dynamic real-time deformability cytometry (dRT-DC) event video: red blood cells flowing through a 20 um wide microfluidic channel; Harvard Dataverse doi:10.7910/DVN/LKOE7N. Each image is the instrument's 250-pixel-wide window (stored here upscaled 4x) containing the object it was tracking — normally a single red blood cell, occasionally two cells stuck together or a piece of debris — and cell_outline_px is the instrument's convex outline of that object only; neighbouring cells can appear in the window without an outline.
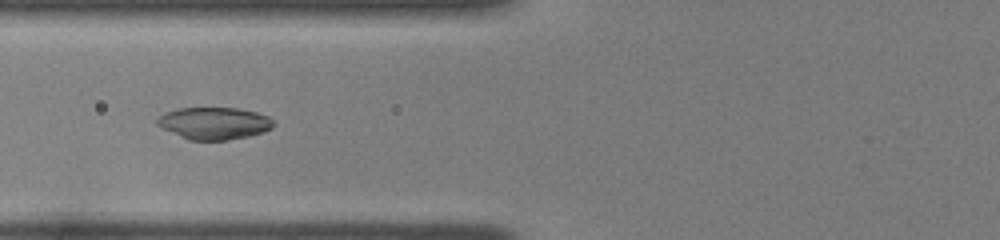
{"species": "common noctule bat (a hibernating species)", "species_latin": "Nyctalus noctula", "temperature_condition": "room temperature", "stored_images_in_passage": 54, "camera_frame_rate_fps": 3000, "um_per_image_px": 0.085, "animal": {"sex": "female", "body_mass_g": 22.0, "forearm_length_mm": 56.7}, "frame": {"image": 1, "passage_image": 25, "time_ms": 8.0, "image_size_px": [1000, 240], "cell_outline_px": [[276, 124], [272, 128], [264, 132], [248, 136], [228, 140], [188, 140], [156, 124], [156, 120], [164, 112], [176, 108], [236, 108], [256, 112], [268, 116]], "centroid_in_image_um": [18.22, 10.47], "position_along_channel_um": 107.6, "area_um2": 21.79}}
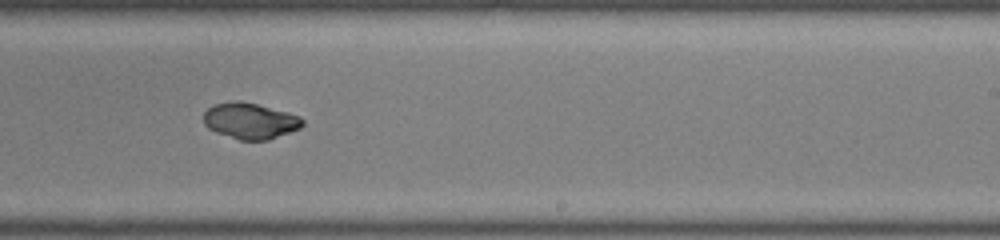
{"frame": {"image": 2, "passage_image": 37, "time_ms": 12.0, "image_size_px": [1000, 240], "cell_outline_px": [[304, 124], [300, 128], [268, 140], [240, 140], [216, 132], [208, 128], [204, 124], [204, 112], [212, 104], [236, 100], [240, 100], [288, 112], [300, 116], [304, 120]], "centroid_in_image_um": [21.26, 10.26], "position_along_channel_um": 267.7, "area_um2": 20.81}}
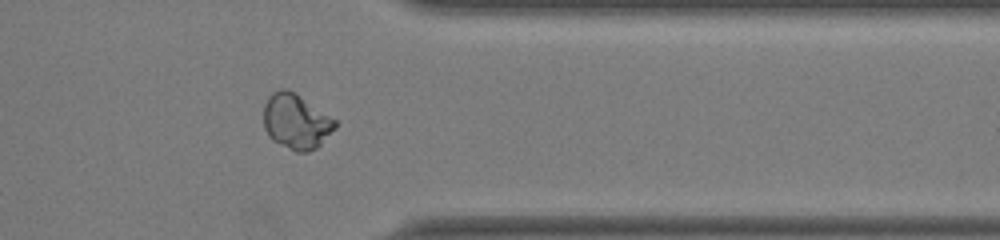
{"frame": {"image": 3, "passage_image": 46, "time_ms": 15.0, "image_size_px": [1000, 240], "cell_outline_px": [[336, 128], [316, 148], [308, 152], [296, 152], [272, 140], [264, 128], [264, 104], [268, 96], [272, 92], [280, 88], [288, 88], [336, 120]], "centroid_in_image_um": [25.15, 10.32], "position_along_channel_um": 386.3, "area_um2": 22.89}, "authors_computed_cell_mechanics": {"area_um2": 21.8484, "velocity_mm_per_s": 4.0125, "shape_relaxation_time_tau1_ms": 3.5228, "shape_relaxation_time_tau2_ms": null, "deformation_change_tau1": 0.1058, "deformation_change_tau2": null}}